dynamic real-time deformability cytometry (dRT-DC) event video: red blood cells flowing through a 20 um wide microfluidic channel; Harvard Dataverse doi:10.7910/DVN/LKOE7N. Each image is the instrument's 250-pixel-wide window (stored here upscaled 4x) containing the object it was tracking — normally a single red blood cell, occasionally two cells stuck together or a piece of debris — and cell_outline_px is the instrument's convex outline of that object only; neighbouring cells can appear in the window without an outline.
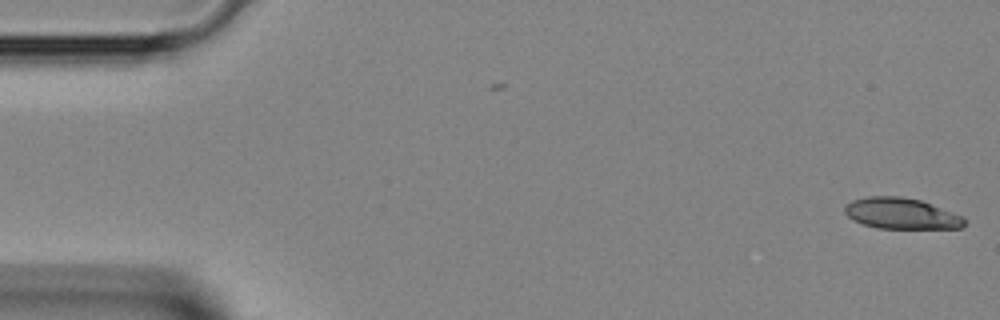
{"species": "Egyptian fruit bat (a non-hibernating species)", "species_latin": "Rousettus aegyptiacus", "temperature_condition": "room temperature", "stored_images_in_passage": 12, "camera_frame_rate_fps": 3000, "um_per_image_px": 0.085, "animal": {"sex": "female"}, "frame": {"image": 1, "passage_image": 1, "time_ms": 0.0, "image_size_px": [1000, 320], "cell_outline_px": [[968, 220], [960, 228], [876, 228], [852, 220], [844, 212], [844, 204], [852, 200], [868, 196], [900, 196], [920, 200], [964, 216]], "centroid_in_image_um": [76.6, 18.14], "position_along_channel_um": 8.4, "area_um2": 21.73}}